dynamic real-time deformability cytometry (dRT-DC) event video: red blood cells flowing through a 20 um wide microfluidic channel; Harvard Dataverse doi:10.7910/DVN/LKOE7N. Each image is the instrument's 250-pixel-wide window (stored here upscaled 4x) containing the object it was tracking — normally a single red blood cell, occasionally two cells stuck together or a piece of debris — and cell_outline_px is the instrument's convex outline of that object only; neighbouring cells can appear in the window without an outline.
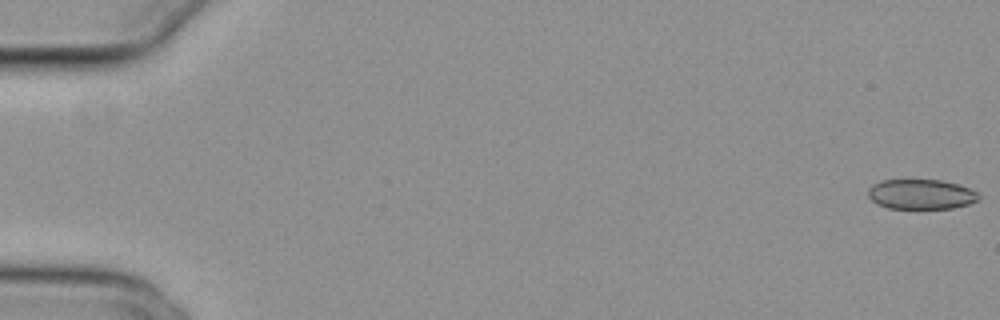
{"species": "common noctule bat (a hibernating species)", "species_latin": "Nyctalus noctula", "temperature_condition": "cold", "stored_images_in_passage": 55, "camera_frame_rate_fps": 3000, "um_per_image_px": 0.085, "animal": {"sex": "female", "body_mass_g": 29.2, "forearm_length_mm": 56.3}, "frame": {"image": 1, "passage_image": 1, "time_ms": 0.0, "image_size_px": [1000, 320], "cell_outline_px": [[980, 200], [968, 204], [952, 208], [888, 208], [872, 200], [868, 196], [868, 188], [872, 184], [880, 180], [940, 180], [956, 184], [968, 188], [976, 192], [980, 196]], "centroid_in_image_um": [78.28, 16.51], "position_along_channel_um": 6.7, "area_um2": 19.13}}
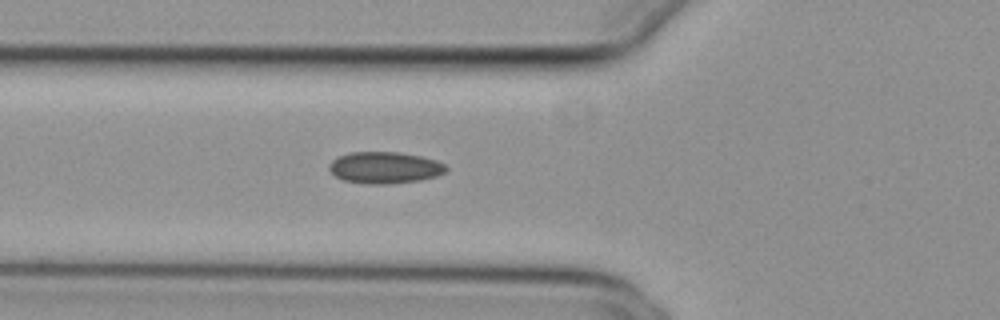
{"frame": {"image": 2, "passage_image": 21, "time_ms": 6.667, "image_size_px": [1000, 320], "cell_outline_px": [[448, 168], [444, 172], [436, 176], [420, 180], [388, 184], [368, 184], [344, 180], [336, 176], [328, 168], [328, 164], [332, 160], [348, 152], [400, 152], [420, 156], [436, 160], [444, 164]], "centroid_in_image_um": [32.69, 14.24], "position_along_channel_um": 93.1, "area_um2": 21.5}}
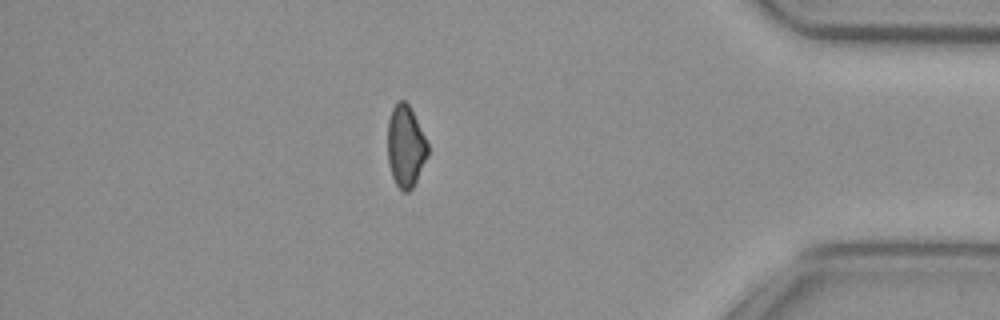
{"frame": {"image": 3, "passage_image": 48, "time_ms": 15.667, "image_size_px": [1000, 320], "cell_outline_px": [[428, 156], [412, 188], [408, 192], [404, 192], [396, 184], [392, 176], [388, 164], [388, 120], [392, 108], [396, 100], [404, 100], [408, 104], [428, 144]], "centroid_in_image_um": [34.46, 12.43], "position_along_channel_um": 400.7, "area_um2": 18.96}, "authors_computed_cell_mechanics": {"area_um2": 20.6924, "velocity_mm_per_s": 3.8179, "shape_relaxation_time_tau1_ms": null, "shape_relaxation_time_tau2_ms": 2.7605, "deformation_change_tau1": null, "deformation_change_tau2": 0.0812}}